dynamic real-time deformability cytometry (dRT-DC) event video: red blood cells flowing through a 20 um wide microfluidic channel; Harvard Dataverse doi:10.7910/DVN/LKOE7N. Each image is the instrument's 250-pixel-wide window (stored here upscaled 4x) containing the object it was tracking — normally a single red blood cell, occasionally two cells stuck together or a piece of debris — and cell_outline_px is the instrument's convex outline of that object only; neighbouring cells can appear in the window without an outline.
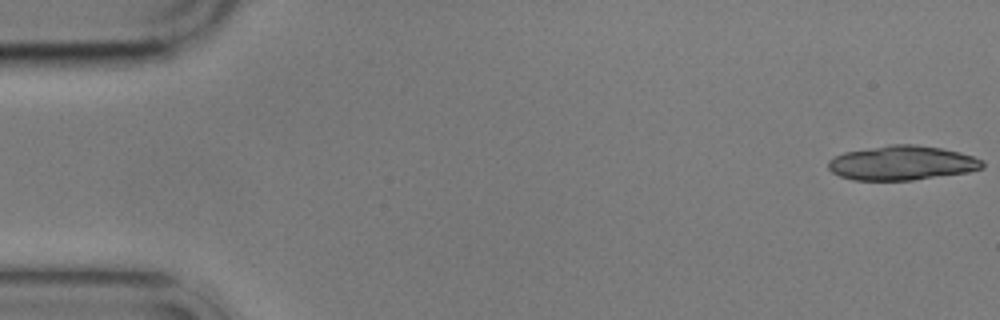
{"species": "common noctule bat (a hibernating species)", "species_latin": "Nyctalus noctula", "temperature_condition": "cold", "stored_images_in_passage": 7, "camera_frame_rate_fps": 3000, "um_per_image_px": 0.085, "animal": {"sex": "male", "body_mass_g": 17.9}, "frame": {"image": 1, "passage_image": 1, "time_ms": 0.0, "image_size_px": [1000, 320], "cell_outline_px": [[984, 168], [968, 172], [912, 180], [852, 180], [840, 176], [832, 172], [828, 168], [828, 160], [844, 152], [892, 144], [916, 144], [940, 148], [960, 152], [984, 160]], "centroid_in_image_um": [76.68, 13.85], "position_along_channel_um": 8.3, "area_um2": 30.92}}
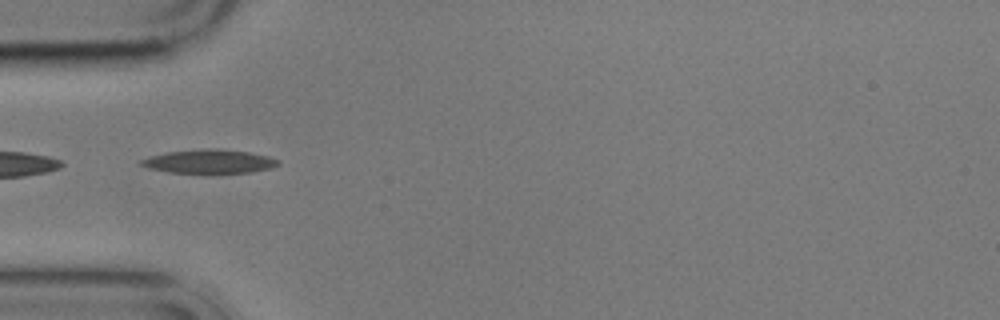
{"frame": {"image": 2, "passage_image": 6, "time_ms": 5.667, "image_size_px": [1000, 320], "cell_outline_px": [[280, 164], [268, 168], [252, 172], [168, 172], [148, 168], [140, 164], [140, 160], [152, 156], [168, 152], [208, 148], [216, 148], [248, 152], [268, 156], [280, 160]], "centroid_in_image_um": [17.8, 13.71], "position_along_channel_um": 67.2, "area_um2": 18.55}}
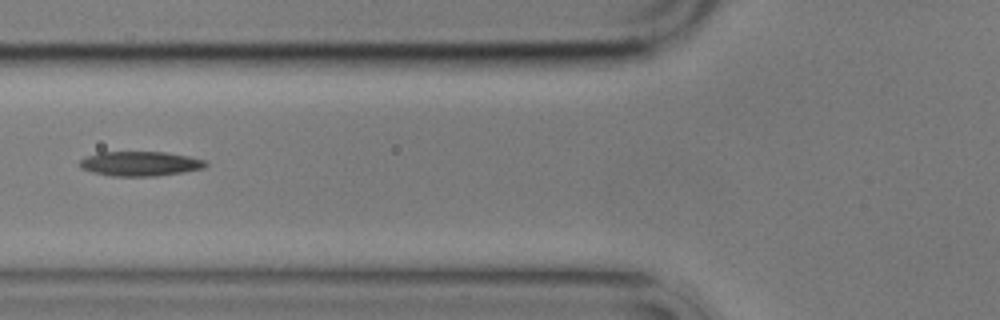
{"frame": {"image": 3, "passage_image": 7, "time_ms": 7.0, "image_size_px": [1000, 320], "cell_outline_px": [[208, 164], [204, 168], [184, 172], [156, 176], [112, 176], [92, 172], [80, 168], [76, 164], [80, 160], [88, 156], [100, 152], [168, 152], [208, 160]], "centroid_in_image_um": [11.93, 13.91], "position_along_channel_um": 113.9, "area_um2": 18.26}}